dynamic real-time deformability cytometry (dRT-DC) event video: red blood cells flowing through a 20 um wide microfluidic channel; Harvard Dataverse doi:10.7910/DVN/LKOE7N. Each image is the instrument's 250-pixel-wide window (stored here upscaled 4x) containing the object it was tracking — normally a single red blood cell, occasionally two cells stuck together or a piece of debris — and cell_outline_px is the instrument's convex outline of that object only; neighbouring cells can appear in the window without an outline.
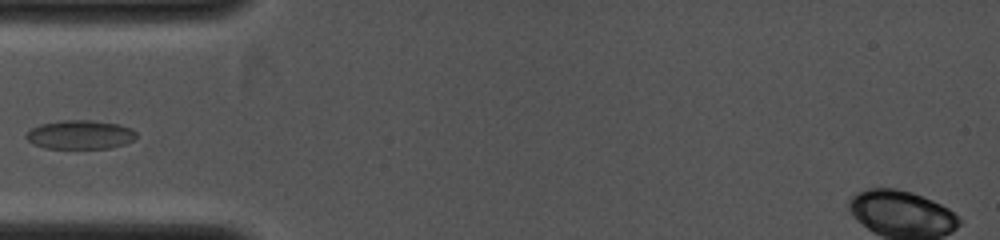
{"species": "common noctule bat (a hibernating species)", "species_latin": "Nyctalus noctula", "temperature_condition": "cold", "stored_images_in_passage": 6, "camera_frame_rate_fps": 4000, "um_per_image_px": 0.085, "animal": {"sex": "female", "body_mass_g": 19.0, "forearm_length_mm": 53.3}, "frame": {"image": 1, "passage_image": 2, "time_ms": 0.5, "image_size_px": [1000, 240], "cell_outline_px": [[136, 136], [132, 140], [124, 144], [108, 148], [44, 148], [28, 140], [24, 136], [32, 128], [40, 124], [64, 120], [92, 120], [116, 124], [132, 128], [136, 132]], "centroid_in_image_um": [6.81, 11.44], "position_along_channel_um": 78.2, "area_um2": 18.32}}
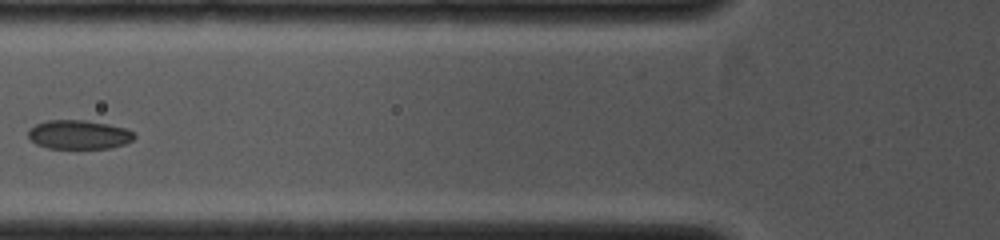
{"frame": {"image": 2, "passage_image": 4, "time_ms": 1.25, "image_size_px": [1000, 240], "cell_outline_px": [[136, 136], [132, 140], [124, 144], [108, 148], [48, 148], [36, 144], [28, 136], [28, 132], [36, 124], [48, 120], [84, 120], [108, 124], [124, 128], [132, 132]], "centroid_in_image_um": [6.7, 11.44], "position_along_channel_um": 119.1, "area_um2": 17.69}}